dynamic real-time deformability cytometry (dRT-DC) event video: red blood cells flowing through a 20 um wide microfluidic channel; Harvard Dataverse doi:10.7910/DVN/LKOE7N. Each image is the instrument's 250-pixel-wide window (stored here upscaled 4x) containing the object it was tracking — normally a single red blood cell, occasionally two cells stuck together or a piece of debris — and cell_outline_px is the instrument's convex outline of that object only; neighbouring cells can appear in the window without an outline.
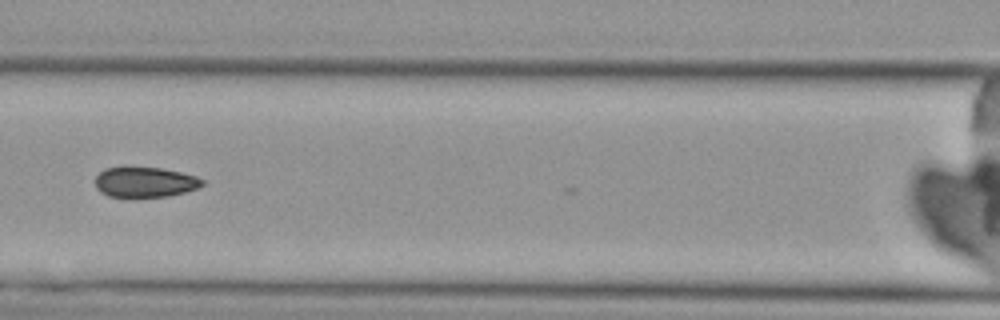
{"species": "Egyptian fruit bat (a non-hibernating species)", "species_latin": "Rousettus aegyptiacus", "temperature_condition": "cold", "stored_images_in_passage": 7, "camera_frame_rate_fps": 3000, "um_per_image_px": 0.085, "animal": {"sex": "female"}, "frame": {"image": 1, "passage_image": 7, "time_ms": 8.0, "image_size_px": [1000, 320], "cell_outline_px": [[204, 184], [196, 188], [184, 192], [168, 196], [132, 200], [108, 196], [100, 192], [96, 188], [96, 176], [104, 168], [124, 164], [160, 168], [180, 172], [196, 176], [204, 180]], "centroid_in_image_um": [12.23, 15.48], "position_along_channel_um": 154.4, "area_um2": 20.11}}